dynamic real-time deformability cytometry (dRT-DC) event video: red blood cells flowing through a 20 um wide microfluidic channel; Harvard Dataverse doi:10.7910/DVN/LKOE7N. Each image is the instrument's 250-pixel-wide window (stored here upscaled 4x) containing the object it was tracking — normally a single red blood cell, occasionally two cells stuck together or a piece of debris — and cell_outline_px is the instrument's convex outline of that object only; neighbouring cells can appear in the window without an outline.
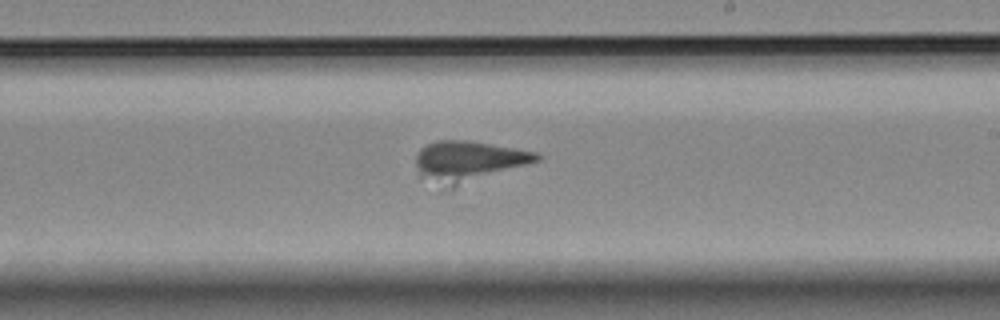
{"species": "Egyptian fruit bat (a non-hibernating species)", "species_latin": "Rousettus aegyptiacus", "temperature_condition": "room temperature", "stored_images_in_passage": 10, "segment_of_instrument_passage": [2, 2], "camera_frame_rate_fps": 3000, "um_per_image_px": 0.085, "animal": {"sex": "female"}, "frame": {"image": 1, "passage_image": 10, "time_ms": 11.667, "image_size_px": [1000, 320], "cell_outline_px": [[540, 160], [444, 192], [440, 192], [420, 176], [416, 164], [416, 156], [420, 148], [436, 140], [464, 140], [536, 152], [540, 156]], "centroid_in_image_um": [39.7, 13.79], "position_along_channel_um": 249.3, "area_um2": 29.36}}